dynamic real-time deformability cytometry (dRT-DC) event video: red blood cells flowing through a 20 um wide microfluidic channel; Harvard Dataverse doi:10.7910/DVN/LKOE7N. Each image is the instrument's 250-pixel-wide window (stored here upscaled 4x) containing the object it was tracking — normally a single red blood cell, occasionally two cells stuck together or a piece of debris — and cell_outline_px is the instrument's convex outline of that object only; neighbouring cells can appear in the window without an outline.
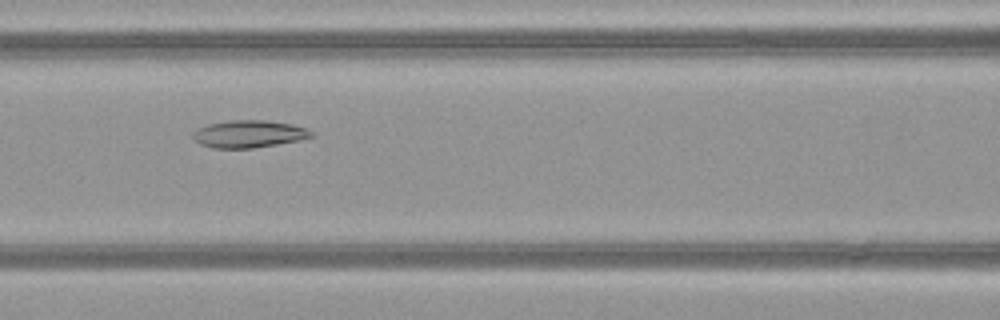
{"species": "common noctule bat (a hibernating species)", "species_latin": "Nyctalus noctula", "temperature_condition": "warm", "stored_images_in_passage": 51, "camera_frame_rate_fps": 3000, "um_per_image_px": 0.085, "animal": {"sex": "female", "body_mass_g": 21.9}, "frame": {"image": 1, "passage_image": 23, "time_ms": 7.333, "image_size_px": [1000, 320], "cell_outline_px": [[316, 136], [300, 140], [252, 148], [212, 148], [200, 144], [192, 140], [192, 132], [196, 128], [208, 124], [228, 120], [264, 120], [292, 124], [304, 128], [312, 132]], "centroid_in_image_um": [21.1, 11.38], "position_along_channel_um": 145.5, "area_um2": 19.02}}
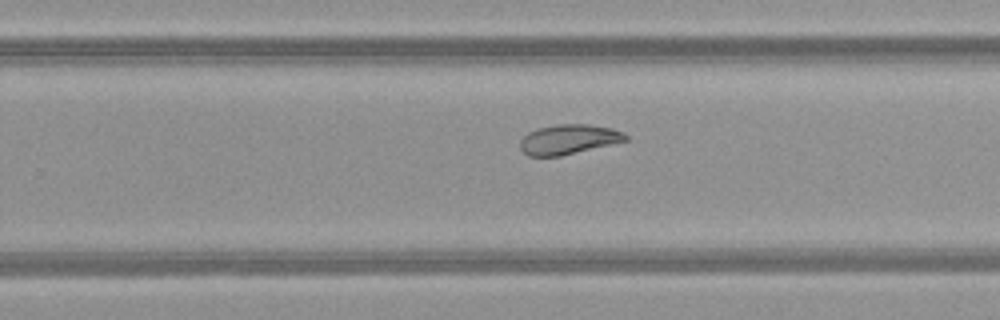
{"frame": {"image": 2, "passage_image": 33, "time_ms": 10.667, "image_size_px": [1000, 320], "cell_outline_px": [[628, 140], [560, 156], [528, 156], [520, 148], [520, 140], [528, 132], [536, 128], [560, 124], [588, 124], [612, 128], [624, 132], [628, 136]], "centroid_in_image_um": [48.33, 11.84], "position_along_channel_um": 281.5, "area_um2": 18.26}}
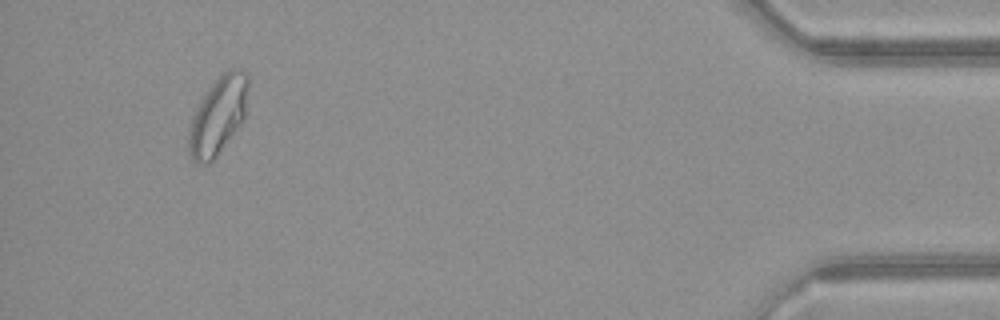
{"frame": {"image": 3, "passage_image": 48, "time_ms": 15.667, "image_size_px": [1000, 320], "cell_outline_px": [[248, 88], [244, 116], [236, 128], [216, 156], [208, 164], [196, 164], [192, 160], [188, 152], [188, 128], [192, 116], [196, 108], [208, 88], [228, 68], [240, 68], [248, 72]], "centroid_in_image_um": [18.5, 9.81], "position_along_channel_um": 416.7, "area_um2": 26.7}, "authors_computed_cell_mechanics": {"area_um2": 23.5246, "velocity_mm_per_s": 4.0892, "shape_relaxation_time_tau1_ms": null, "shape_relaxation_time_tau2_ms": 4.5007, "deformation_change_tau1": null, "deformation_change_tau2": 0.0968}}